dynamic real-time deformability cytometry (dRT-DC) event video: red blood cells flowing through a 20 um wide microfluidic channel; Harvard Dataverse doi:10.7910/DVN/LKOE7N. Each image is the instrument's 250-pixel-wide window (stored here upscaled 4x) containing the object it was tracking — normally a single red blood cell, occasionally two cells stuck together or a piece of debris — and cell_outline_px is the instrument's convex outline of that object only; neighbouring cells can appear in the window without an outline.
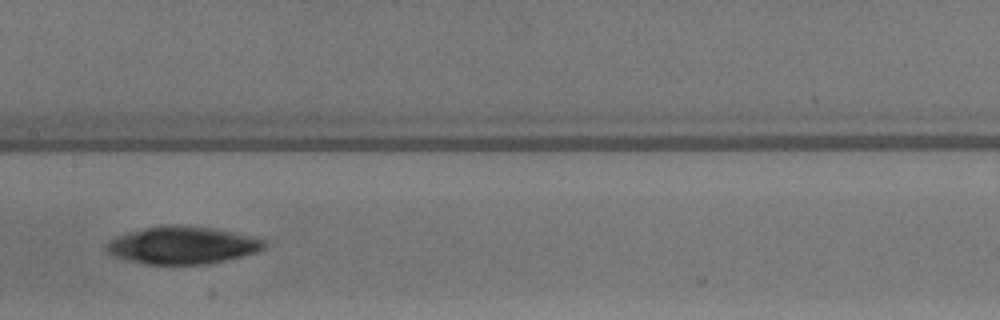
{"species": "common noctule bat (a hibernating species)", "species_latin": "Nyctalus noctula", "temperature_condition": "warm", "stored_images_in_passage": 34, "camera_frame_rate_fps": 3000, "um_per_image_px": 0.085, "animal": {"sex": "male", "body_mass_g": 13.3}, "frame": {"image": 1, "passage_image": 10, "time_ms": 3.0, "image_size_px": [1000, 320], "cell_outline_px": [[268, 244], [264, 248], [256, 252], [244, 256], [228, 260], [204, 264], [148, 264], [128, 260], [112, 256], [104, 248], [108, 240], [116, 236], [128, 232], [144, 228], [164, 224], [176, 224], [212, 228], [260, 236], [268, 240]], "centroid_in_image_um": [15.56, 20.83], "position_along_channel_um": 191.8, "area_um2": 35.14}}
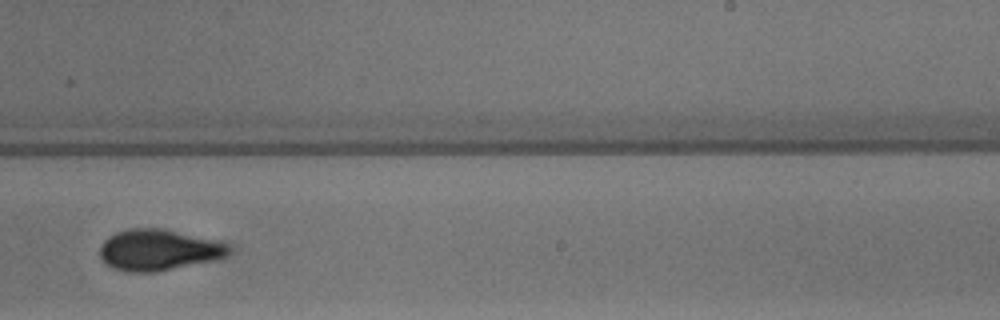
{"frame": {"image": 2, "passage_image": 16, "time_ms": 5.0, "image_size_px": [1000, 320], "cell_outline_px": [[232, 252], [228, 256], [212, 260], [156, 272], [128, 272], [112, 268], [100, 256], [100, 248], [104, 240], [108, 236], [116, 232], [128, 228], [164, 228], [220, 240], [232, 244]], "centroid_in_image_um": [13.55, 21.22], "position_along_channel_um": 275.5, "area_um2": 31.39}}
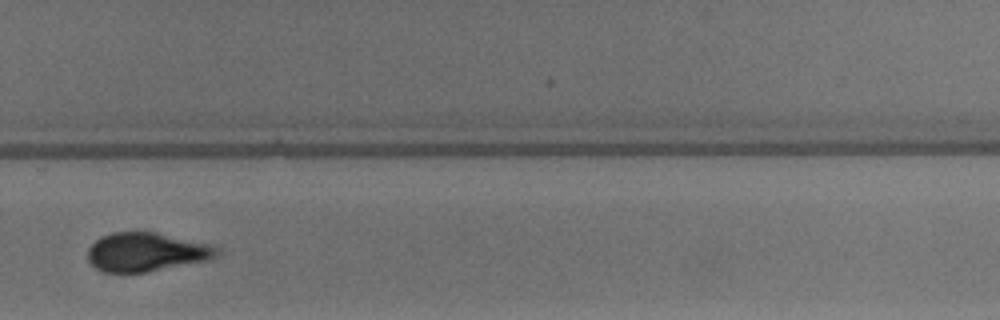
{"frame": {"image": 3, "passage_image": 19, "time_ms": 6.0, "image_size_px": [1000, 320], "cell_outline_px": [[220, 252], [216, 256], [208, 260], [144, 272], [104, 272], [96, 268], [88, 260], [88, 248], [100, 236], [112, 232], [156, 232], [208, 244], [220, 248]], "centroid_in_image_um": [12.42, 21.41], "position_along_channel_um": 317.4, "area_um2": 28.96}}